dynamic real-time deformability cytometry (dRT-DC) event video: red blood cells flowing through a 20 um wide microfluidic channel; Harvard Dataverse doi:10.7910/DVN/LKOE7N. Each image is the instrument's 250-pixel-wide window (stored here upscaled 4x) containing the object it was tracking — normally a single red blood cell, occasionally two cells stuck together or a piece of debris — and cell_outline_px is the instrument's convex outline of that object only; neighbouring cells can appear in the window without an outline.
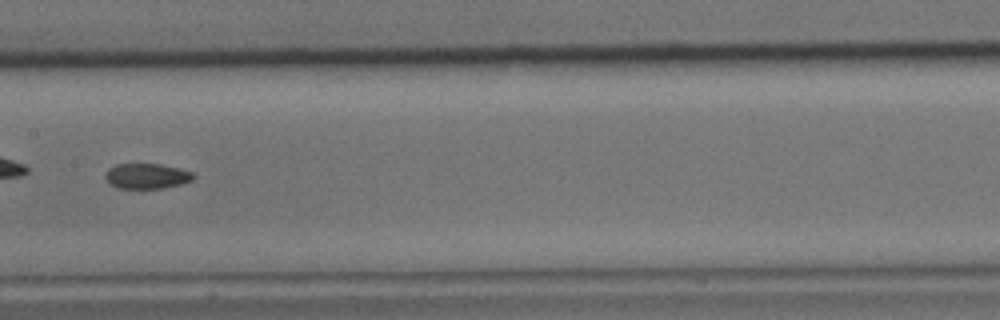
{"species": "common noctule bat (a hibernating species)", "species_latin": "Nyctalus noctula", "temperature_condition": "cold", "stored_images_in_passage": 14, "camera_frame_rate_fps": 3000, "um_per_image_px": 0.085, "animal": {"sex": "male", "body_mass_g": 15.6}, "frame": {"image": 1, "passage_image": 8, "time_ms": 2.333, "image_size_px": [1000, 320], "cell_outline_px": [[196, 176], [192, 180], [180, 184], [164, 188], [116, 188], [104, 176], [108, 168], [116, 164], [160, 164], [180, 168], [192, 172]], "centroid_in_image_um": [12.49, 14.96], "position_along_channel_um": 194.9, "area_um2": 12.95}}
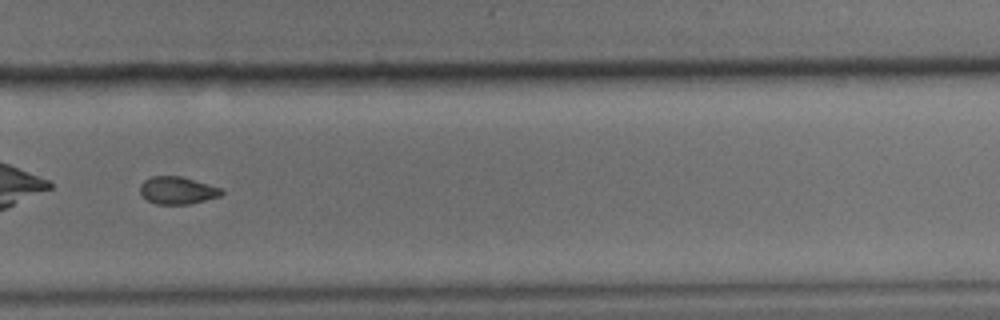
{"frame": {"image": 2, "passage_image": 11, "time_ms": 3.333, "image_size_px": [1000, 320], "cell_outline_px": [[224, 192], [220, 196], [188, 204], [156, 204], [148, 200], [140, 192], [140, 184], [144, 180], [152, 176], [180, 176], [220, 188]], "centroid_in_image_um": [15.05, 16.18], "position_along_channel_um": 314.8, "area_um2": 12.77}}
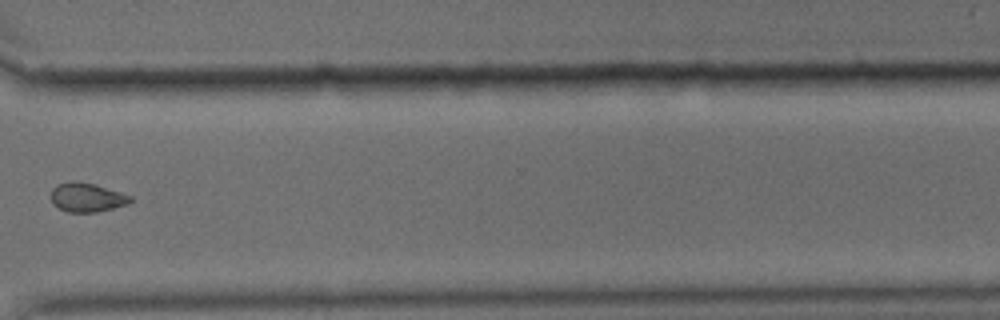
{"frame": {"image": 3, "passage_image": 12, "time_ms": 3.667, "image_size_px": [1000, 320], "cell_outline_px": [[132, 200], [128, 204], [96, 212], [68, 212], [52, 204], [48, 196], [52, 188], [56, 184], [68, 180], [76, 180], [96, 184], [132, 196]], "centroid_in_image_um": [7.32, 16.75], "position_along_channel_um": 363.3, "area_um2": 13.81}}